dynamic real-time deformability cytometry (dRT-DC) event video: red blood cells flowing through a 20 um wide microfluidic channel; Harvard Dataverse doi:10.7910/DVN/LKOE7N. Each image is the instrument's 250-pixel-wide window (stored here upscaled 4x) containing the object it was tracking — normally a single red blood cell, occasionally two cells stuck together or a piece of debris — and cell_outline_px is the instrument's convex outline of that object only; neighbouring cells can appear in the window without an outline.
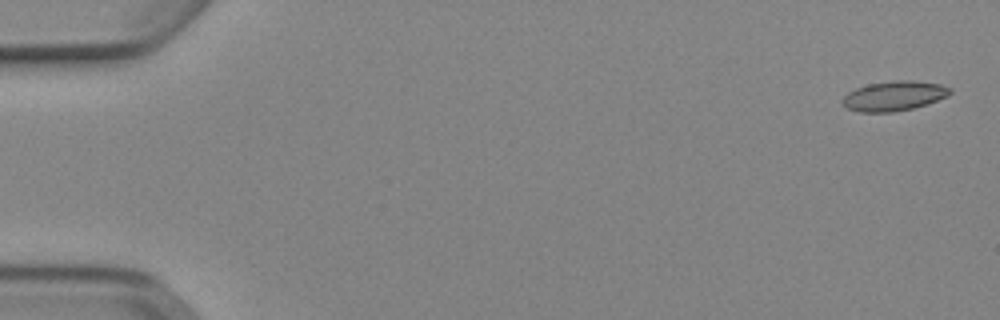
{"species": "Egyptian fruit bat (a non-hibernating species)", "species_latin": "Rousettus aegyptiacus", "temperature_condition": "cold", "stored_images_in_passage": 53, "camera_frame_rate_fps": 3000, "um_per_image_px": 0.085, "animal": {"sex": "female"}, "frame": {"image": 1, "passage_image": 2, "time_ms": 0.333, "image_size_px": [1000, 320], "cell_outline_px": [[952, 92], [948, 96], [912, 108], [892, 112], [860, 112], [848, 108], [840, 104], [840, 100], [848, 92], [856, 88], [868, 84], [896, 80], [912, 80], [940, 84], [952, 88]], "centroid_in_image_um": [75.96, 8.15], "position_along_channel_um": 9.0, "area_um2": 18.61}}
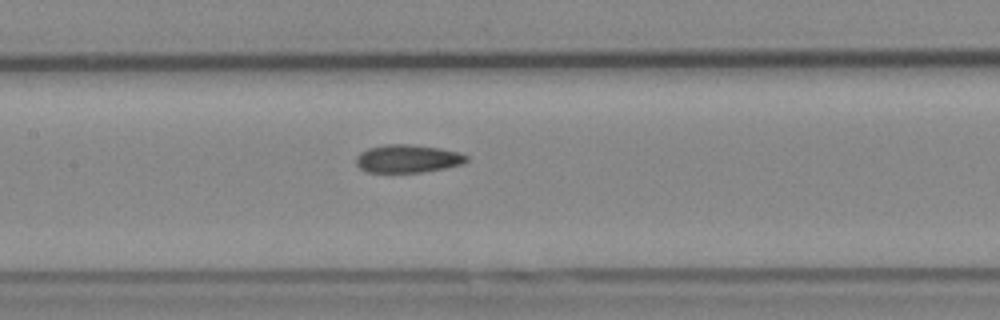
{"frame": {"image": 2, "passage_image": 26, "time_ms": 8.333, "image_size_px": [1000, 320], "cell_outline_px": [[468, 160], [460, 164], [444, 168], [420, 172], [368, 172], [360, 168], [356, 164], [356, 156], [360, 152], [368, 148], [384, 144], [408, 144], [440, 148], [456, 152], [468, 156]], "centroid_in_image_um": [34.6, 13.48], "position_along_channel_um": 172.8, "area_um2": 17.86}}
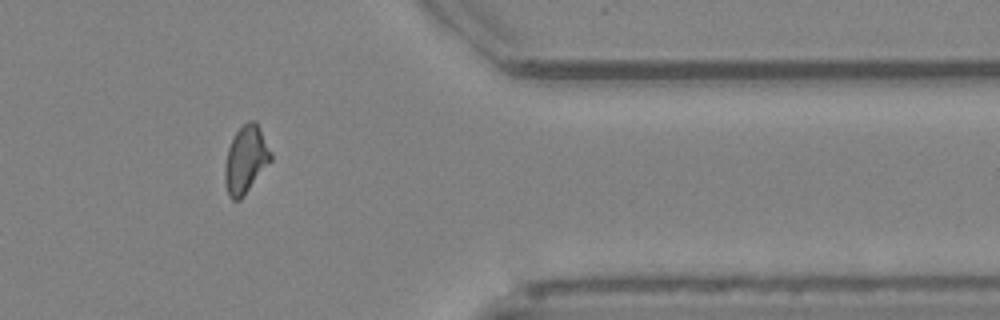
{"frame": {"image": 3, "passage_image": 44, "time_ms": 14.333, "image_size_px": [1000, 320], "cell_outline_px": [[272, 160], [244, 196], [240, 200], [232, 200], [228, 196], [224, 180], [224, 168], [228, 148], [236, 132], [248, 120], [256, 120], [272, 152]], "centroid_in_image_um": [20.9, 13.58], "position_along_channel_um": 390.5, "area_um2": 18.21}, "authors_computed_cell_mechanics": {"area_um2": 18.0914, "velocity_mm_per_s": 3.8993, "shape_relaxation_time_tau1_ms": null, "shape_relaxation_time_tau2_ms": 1.9658, "deformation_change_tau1": null, "deformation_change_tau2": 0.0784}}